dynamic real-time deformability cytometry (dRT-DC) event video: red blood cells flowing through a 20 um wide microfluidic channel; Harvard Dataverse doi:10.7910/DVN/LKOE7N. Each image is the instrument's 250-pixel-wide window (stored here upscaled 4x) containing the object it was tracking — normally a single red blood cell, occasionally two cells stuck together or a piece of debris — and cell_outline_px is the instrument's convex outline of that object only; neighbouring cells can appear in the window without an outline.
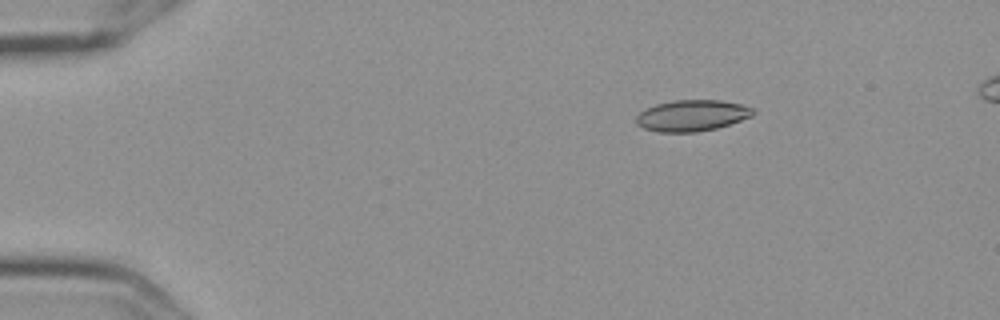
{"species": "Egyptian fruit bat (a non-hibernating species)", "species_latin": "Rousettus aegyptiacus", "temperature_condition": "cold", "stored_images_in_passage": 6, "camera_frame_rate_fps": 3000, "um_per_image_px": 0.085, "frame": {"image": 1, "passage_image": 3, "time_ms": 0.667, "image_size_px": [1000, 320], "cell_outline_px": [[756, 112], [752, 116], [716, 128], [696, 132], [656, 132], [644, 128], [636, 124], [636, 116], [644, 108], [656, 104], [672, 100], [720, 100], [744, 104], [752, 108]], "centroid_in_image_um": [58.8, 9.81], "position_along_channel_um": 26.2, "area_um2": 21.39}}